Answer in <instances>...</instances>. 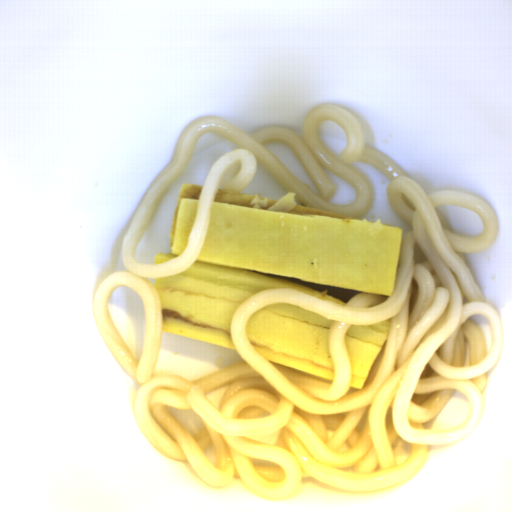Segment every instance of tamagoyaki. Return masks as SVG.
I'll return each instance as SVG.
<instances>
[{
  "label": "tamagoyaki",
  "instance_id": "1",
  "mask_svg": "<svg viewBox=\"0 0 512 512\" xmlns=\"http://www.w3.org/2000/svg\"><path fill=\"white\" fill-rule=\"evenodd\" d=\"M402 248L397 226L306 207L290 191L269 199L218 187L195 261L153 280L162 333L237 351L232 319L260 291L292 288L348 304L299 281L390 297Z\"/></svg>",
  "mask_w": 512,
  "mask_h": 512
},
{
  "label": "tamagoyaki",
  "instance_id": "3",
  "mask_svg": "<svg viewBox=\"0 0 512 512\" xmlns=\"http://www.w3.org/2000/svg\"><path fill=\"white\" fill-rule=\"evenodd\" d=\"M391 319L370 325H350L343 340L348 352L351 379L349 389L362 390L367 377L388 341Z\"/></svg>",
  "mask_w": 512,
  "mask_h": 512
},
{
  "label": "tamagoyaki",
  "instance_id": "4",
  "mask_svg": "<svg viewBox=\"0 0 512 512\" xmlns=\"http://www.w3.org/2000/svg\"><path fill=\"white\" fill-rule=\"evenodd\" d=\"M204 185L181 184L177 205L169 233L171 250L159 252L155 264H162L180 256L187 248L189 234L194 226L198 202Z\"/></svg>",
  "mask_w": 512,
  "mask_h": 512
},
{
  "label": "tamagoyaki",
  "instance_id": "2",
  "mask_svg": "<svg viewBox=\"0 0 512 512\" xmlns=\"http://www.w3.org/2000/svg\"><path fill=\"white\" fill-rule=\"evenodd\" d=\"M334 321L295 304L273 303L250 314L246 336L268 361L332 383L329 335Z\"/></svg>",
  "mask_w": 512,
  "mask_h": 512
}]
</instances>
